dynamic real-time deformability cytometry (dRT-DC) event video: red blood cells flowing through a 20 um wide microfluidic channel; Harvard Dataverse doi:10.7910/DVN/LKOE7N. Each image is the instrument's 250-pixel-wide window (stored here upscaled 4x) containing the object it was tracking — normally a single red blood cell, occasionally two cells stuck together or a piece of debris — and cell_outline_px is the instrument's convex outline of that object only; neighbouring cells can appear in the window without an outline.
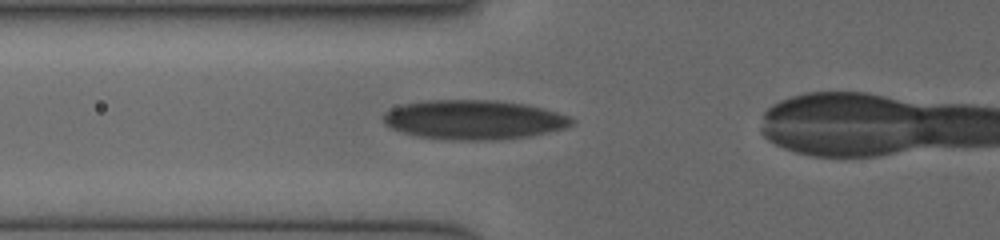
{"species": "human", "species_latin": "Homo sapiens", "temperature_condition": "cold", "stored_images_in_passage": 29, "camera_frame_rate_fps": 3000, "um_per_image_px": 0.085, "donor": {"sex": "female"}, "frame": {"image": 1, "passage_image": 16, "time_ms": 4.333, "image_size_px": [1000, 240], "cell_outline_px": [[576, 120], [572, 124], [564, 128], [548, 132], [528, 136], [496, 140], [444, 140], [416, 136], [392, 128], [384, 124], [384, 112], [392, 108], [404, 104], [424, 100], [500, 100], [528, 104], [544, 108], [572, 116]], "centroid_in_image_um": [40.31, 10.17], "position_along_channel_um": 85.5, "area_um2": 43.64}}
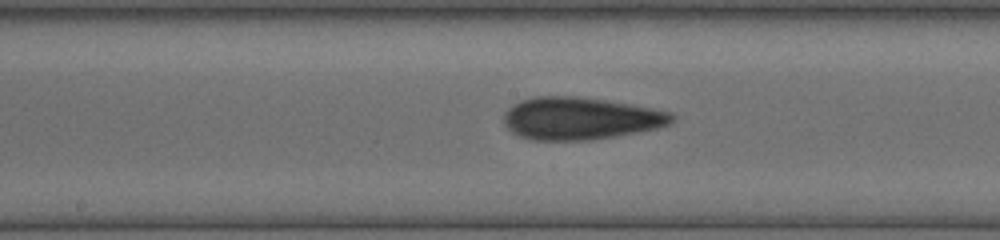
{"frame": {"image": 2, "passage_image": 25, "time_ms": 7.0, "image_size_px": [1000, 240], "cell_outline_px": [[676, 116], [668, 124], [656, 128], [636, 132], [592, 140], [532, 140], [520, 136], [512, 132], [504, 124], [504, 116], [508, 108], [512, 104], [520, 100], [536, 96], [576, 96], [604, 100], [628, 104], [668, 112]], "centroid_in_image_um": [49.26, 10.06], "position_along_channel_um": 198.9, "area_um2": 41.1}}
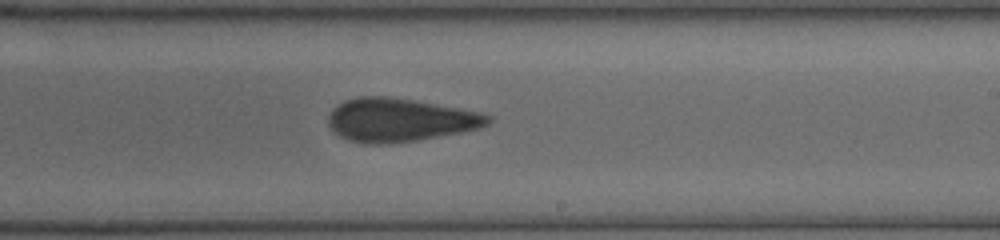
{"frame": {"image": 3, "passage_image": 28, "time_ms": 8.333, "image_size_px": [1000, 240], "cell_outline_px": [[492, 120], [488, 124], [480, 128], [460, 132], [416, 140], [388, 144], [364, 144], [348, 140], [340, 136], [328, 124], [328, 116], [332, 108], [344, 100], [360, 96], [384, 96], [412, 100], [484, 112], [492, 116]], "centroid_in_image_um": [33.98, 10.19], "position_along_channel_um": 255.0, "area_um2": 40.4}}